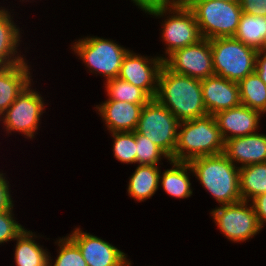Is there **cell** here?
<instances>
[{"mask_svg": "<svg viewBox=\"0 0 266 266\" xmlns=\"http://www.w3.org/2000/svg\"><path fill=\"white\" fill-rule=\"evenodd\" d=\"M155 99L180 122L207 115L201 80L169 70L164 64L158 76Z\"/></svg>", "mask_w": 266, "mask_h": 266, "instance_id": "6da1fadb", "label": "cell"}, {"mask_svg": "<svg viewBox=\"0 0 266 266\" xmlns=\"http://www.w3.org/2000/svg\"><path fill=\"white\" fill-rule=\"evenodd\" d=\"M193 174L212 197L221 205L242 201L239 184V167L224 153L192 159Z\"/></svg>", "mask_w": 266, "mask_h": 266, "instance_id": "7a4b0ae2", "label": "cell"}, {"mask_svg": "<svg viewBox=\"0 0 266 266\" xmlns=\"http://www.w3.org/2000/svg\"><path fill=\"white\" fill-rule=\"evenodd\" d=\"M174 161L224 153L225 141L213 115L207 114L179 124ZM186 151V152H185Z\"/></svg>", "mask_w": 266, "mask_h": 266, "instance_id": "3957f363", "label": "cell"}, {"mask_svg": "<svg viewBox=\"0 0 266 266\" xmlns=\"http://www.w3.org/2000/svg\"><path fill=\"white\" fill-rule=\"evenodd\" d=\"M139 8L156 17L169 14L162 23L161 36L166 43L165 55L167 56L177 49L195 44L202 39L195 16L188 7L178 5L175 1H168L150 2Z\"/></svg>", "mask_w": 266, "mask_h": 266, "instance_id": "277c9868", "label": "cell"}, {"mask_svg": "<svg viewBox=\"0 0 266 266\" xmlns=\"http://www.w3.org/2000/svg\"><path fill=\"white\" fill-rule=\"evenodd\" d=\"M215 75L239 82L255 72L257 51L234 37L210 39Z\"/></svg>", "mask_w": 266, "mask_h": 266, "instance_id": "5b68a950", "label": "cell"}, {"mask_svg": "<svg viewBox=\"0 0 266 266\" xmlns=\"http://www.w3.org/2000/svg\"><path fill=\"white\" fill-rule=\"evenodd\" d=\"M189 9L193 12L202 38L233 37L242 15L239 2L199 0Z\"/></svg>", "mask_w": 266, "mask_h": 266, "instance_id": "8992f818", "label": "cell"}, {"mask_svg": "<svg viewBox=\"0 0 266 266\" xmlns=\"http://www.w3.org/2000/svg\"><path fill=\"white\" fill-rule=\"evenodd\" d=\"M72 46L88 70L101 74L106 80L118 77L122 60L129 51L113 40L95 36L79 39Z\"/></svg>", "mask_w": 266, "mask_h": 266, "instance_id": "52a82bcc", "label": "cell"}, {"mask_svg": "<svg viewBox=\"0 0 266 266\" xmlns=\"http://www.w3.org/2000/svg\"><path fill=\"white\" fill-rule=\"evenodd\" d=\"M180 121L155 98L143 106L136 132L150 139L174 161Z\"/></svg>", "mask_w": 266, "mask_h": 266, "instance_id": "ba28073f", "label": "cell"}, {"mask_svg": "<svg viewBox=\"0 0 266 266\" xmlns=\"http://www.w3.org/2000/svg\"><path fill=\"white\" fill-rule=\"evenodd\" d=\"M31 83L22 90L16 100L0 116L7 133L17 131L27 138H34L44 113L45 103L41 94L31 89ZM2 117V118H1Z\"/></svg>", "mask_w": 266, "mask_h": 266, "instance_id": "9c48e42d", "label": "cell"}, {"mask_svg": "<svg viewBox=\"0 0 266 266\" xmlns=\"http://www.w3.org/2000/svg\"><path fill=\"white\" fill-rule=\"evenodd\" d=\"M248 203L221 205L210 212L220 232L232 242H244L261 230L252 203Z\"/></svg>", "mask_w": 266, "mask_h": 266, "instance_id": "30bf717a", "label": "cell"}, {"mask_svg": "<svg viewBox=\"0 0 266 266\" xmlns=\"http://www.w3.org/2000/svg\"><path fill=\"white\" fill-rule=\"evenodd\" d=\"M164 56L163 64L175 73L200 80L215 75L209 39L202 38L195 44L173 51L168 57Z\"/></svg>", "mask_w": 266, "mask_h": 266, "instance_id": "8fae6325", "label": "cell"}, {"mask_svg": "<svg viewBox=\"0 0 266 266\" xmlns=\"http://www.w3.org/2000/svg\"><path fill=\"white\" fill-rule=\"evenodd\" d=\"M163 66V57L150 59L128 51L122 60L118 77L142 89L151 99L157 93L158 76Z\"/></svg>", "mask_w": 266, "mask_h": 266, "instance_id": "7c38bea8", "label": "cell"}, {"mask_svg": "<svg viewBox=\"0 0 266 266\" xmlns=\"http://www.w3.org/2000/svg\"><path fill=\"white\" fill-rule=\"evenodd\" d=\"M68 236L77 244L88 266H124L129 261L124 252L79 227Z\"/></svg>", "mask_w": 266, "mask_h": 266, "instance_id": "4fadbf2b", "label": "cell"}, {"mask_svg": "<svg viewBox=\"0 0 266 266\" xmlns=\"http://www.w3.org/2000/svg\"><path fill=\"white\" fill-rule=\"evenodd\" d=\"M201 87L203 102L210 115L241 105L238 82L213 75L202 79Z\"/></svg>", "mask_w": 266, "mask_h": 266, "instance_id": "5bb4252c", "label": "cell"}, {"mask_svg": "<svg viewBox=\"0 0 266 266\" xmlns=\"http://www.w3.org/2000/svg\"><path fill=\"white\" fill-rule=\"evenodd\" d=\"M261 113L240 105L214 115L224 141L256 133Z\"/></svg>", "mask_w": 266, "mask_h": 266, "instance_id": "9a60e30c", "label": "cell"}, {"mask_svg": "<svg viewBox=\"0 0 266 266\" xmlns=\"http://www.w3.org/2000/svg\"><path fill=\"white\" fill-rule=\"evenodd\" d=\"M224 154L239 168L266 162V134L258 132L225 141Z\"/></svg>", "mask_w": 266, "mask_h": 266, "instance_id": "2e32d148", "label": "cell"}, {"mask_svg": "<svg viewBox=\"0 0 266 266\" xmlns=\"http://www.w3.org/2000/svg\"><path fill=\"white\" fill-rule=\"evenodd\" d=\"M144 105L107 99L97 105L99 115L107 130L112 132H133L136 130Z\"/></svg>", "mask_w": 266, "mask_h": 266, "instance_id": "e0dca14e", "label": "cell"}, {"mask_svg": "<svg viewBox=\"0 0 266 266\" xmlns=\"http://www.w3.org/2000/svg\"><path fill=\"white\" fill-rule=\"evenodd\" d=\"M30 66L26 62L0 69V116L31 83Z\"/></svg>", "mask_w": 266, "mask_h": 266, "instance_id": "ac0fdd59", "label": "cell"}, {"mask_svg": "<svg viewBox=\"0 0 266 266\" xmlns=\"http://www.w3.org/2000/svg\"><path fill=\"white\" fill-rule=\"evenodd\" d=\"M10 12L0 8V67L6 68L26 60L17 54L20 44V29L14 24ZM15 56V57H14Z\"/></svg>", "mask_w": 266, "mask_h": 266, "instance_id": "d6986e66", "label": "cell"}, {"mask_svg": "<svg viewBox=\"0 0 266 266\" xmlns=\"http://www.w3.org/2000/svg\"><path fill=\"white\" fill-rule=\"evenodd\" d=\"M160 174L158 165H138L129 178L128 195L140 202L151 198L158 190Z\"/></svg>", "mask_w": 266, "mask_h": 266, "instance_id": "ffe728a7", "label": "cell"}, {"mask_svg": "<svg viewBox=\"0 0 266 266\" xmlns=\"http://www.w3.org/2000/svg\"><path fill=\"white\" fill-rule=\"evenodd\" d=\"M171 169L165 170L160 175V183L163 190L175 198H188L192 195V187L189 179V173L193 169L189 162H177L170 160ZM191 171V172H188Z\"/></svg>", "mask_w": 266, "mask_h": 266, "instance_id": "44dd1931", "label": "cell"}, {"mask_svg": "<svg viewBox=\"0 0 266 266\" xmlns=\"http://www.w3.org/2000/svg\"><path fill=\"white\" fill-rule=\"evenodd\" d=\"M35 233L24 230L15 240L16 247L14 259L16 266H48L49 253L47 249L37 244L34 238Z\"/></svg>", "mask_w": 266, "mask_h": 266, "instance_id": "7402d4cb", "label": "cell"}, {"mask_svg": "<svg viewBox=\"0 0 266 266\" xmlns=\"http://www.w3.org/2000/svg\"><path fill=\"white\" fill-rule=\"evenodd\" d=\"M233 37L257 52L266 50V17L242 13Z\"/></svg>", "mask_w": 266, "mask_h": 266, "instance_id": "603a6c76", "label": "cell"}, {"mask_svg": "<svg viewBox=\"0 0 266 266\" xmlns=\"http://www.w3.org/2000/svg\"><path fill=\"white\" fill-rule=\"evenodd\" d=\"M239 184L242 201L250 202L256 196L266 193V162L240 168Z\"/></svg>", "mask_w": 266, "mask_h": 266, "instance_id": "cb8c5ba5", "label": "cell"}, {"mask_svg": "<svg viewBox=\"0 0 266 266\" xmlns=\"http://www.w3.org/2000/svg\"><path fill=\"white\" fill-rule=\"evenodd\" d=\"M241 105L266 113V84L254 72L238 82Z\"/></svg>", "mask_w": 266, "mask_h": 266, "instance_id": "d4e9b609", "label": "cell"}, {"mask_svg": "<svg viewBox=\"0 0 266 266\" xmlns=\"http://www.w3.org/2000/svg\"><path fill=\"white\" fill-rule=\"evenodd\" d=\"M108 99L146 105L151 98L140 88L119 77L106 80Z\"/></svg>", "mask_w": 266, "mask_h": 266, "instance_id": "484cf974", "label": "cell"}, {"mask_svg": "<svg viewBox=\"0 0 266 266\" xmlns=\"http://www.w3.org/2000/svg\"><path fill=\"white\" fill-rule=\"evenodd\" d=\"M56 243H58L60 248L58 256L55 262L52 263V259L49 255L48 266H88L80 252L79 247L69 236H63L57 240Z\"/></svg>", "mask_w": 266, "mask_h": 266, "instance_id": "4316f807", "label": "cell"}, {"mask_svg": "<svg viewBox=\"0 0 266 266\" xmlns=\"http://www.w3.org/2000/svg\"><path fill=\"white\" fill-rule=\"evenodd\" d=\"M135 139L136 163H138V165H158L163 157L169 161L171 160L159 146L136 131Z\"/></svg>", "mask_w": 266, "mask_h": 266, "instance_id": "83f0119b", "label": "cell"}, {"mask_svg": "<svg viewBox=\"0 0 266 266\" xmlns=\"http://www.w3.org/2000/svg\"><path fill=\"white\" fill-rule=\"evenodd\" d=\"M114 157L121 163H136V139L133 132H112Z\"/></svg>", "mask_w": 266, "mask_h": 266, "instance_id": "f1b7e54d", "label": "cell"}, {"mask_svg": "<svg viewBox=\"0 0 266 266\" xmlns=\"http://www.w3.org/2000/svg\"><path fill=\"white\" fill-rule=\"evenodd\" d=\"M13 210L0 211V245L15 240L25 228L13 217Z\"/></svg>", "mask_w": 266, "mask_h": 266, "instance_id": "f546056e", "label": "cell"}, {"mask_svg": "<svg viewBox=\"0 0 266 266\" xmlns=\"http://www.w3.org/2000/svg\"><path fill=\"white\" fill-rule=\"evenodd\" d=\"M243 13L266 17V0H240Z\"/></svg>", "mask_w": 266, "mask_h": 266, "instance_id": "4dcf8cb0", "label": "cell"}, {"mask_svg": "<svg viewBox=\"0 0 266 266\" xmlns=\"http://www.w3.org/2000/svg\"><path fill=\"white\" fill-rule=\"evenodd\" d=\"M4 174L0 172V211L13 210V200L10 194L9 182Z\"/></svg>", "mask_w": 266, "mask_h": 266, "instance_id": "1f68e13d", "label": "cell"}, {"mask_svg": "<svg viewBox=\"0 0 266 266\" xmlns=\"http://www.w3.org/2000/svg\"><path fill=\"white\" fill-rule=\"evenodd\" d=\"M261 229L266 223V193L260 194L251 200Z\"/></svg>", "mask_w": 266, "mask_h": 266, "instance_id": "d6a6232c", "label": "cell"}, {"mask_svg": "<svg viewBox=\"0 0 266 266\" xmlns=\"http://www.w3.org/2000/svg\"><path fill=\"white\" fill-rule=\"evenodd\" d=\"M255 72L266 84V50L257 52L255 60Z\"/></svg>", "mask_w": 266, "mask_h": 266, "instance_id": "836d02e7", "label": "cell"}, {"mask_svg": "<svg viewBox=\"0 0 266 266\" xmlns=\"http://www.w3.org/2000/svg\"><path fill=\"white\" fill-rule=\"evenodd\" d=\"M199 0H175V2L178 5L184 6V7H190L194 2H197ZM225 2H240V0H221Z\"/></svg>", "mask_w": 266, "mask_h": 266, "instance_id": "e575fe53", "label": "cell"}, {"mask_svg": "<svg viewBox=\"0 0 266 266\" xmlns=\"http://www.w3.org/2000/svg\"><path fill=\"white\" fill-rule=\"evenodd\" d=\"M133 3L139 7H141L144 4L150 3V2H168V1H175V0H131Z\"/></svg>", "mask_w": 266, "mask_h": 266, "instance_id": "d590c367", "label": "cell"}, {"mask_svg": "<svg viewBox=\"0 0 266 266\" xmlns=\"http://www.w3.org/2000/svg\"><path fill=\"white\" fill-rule=\"evenodd\" d=\"M124 266H131V261H128Z\"/></svg>", "mask_w": 266, "mask_h": 266, "instance_id": "8d00e7d4", "label": "cell"}]
</instances>
